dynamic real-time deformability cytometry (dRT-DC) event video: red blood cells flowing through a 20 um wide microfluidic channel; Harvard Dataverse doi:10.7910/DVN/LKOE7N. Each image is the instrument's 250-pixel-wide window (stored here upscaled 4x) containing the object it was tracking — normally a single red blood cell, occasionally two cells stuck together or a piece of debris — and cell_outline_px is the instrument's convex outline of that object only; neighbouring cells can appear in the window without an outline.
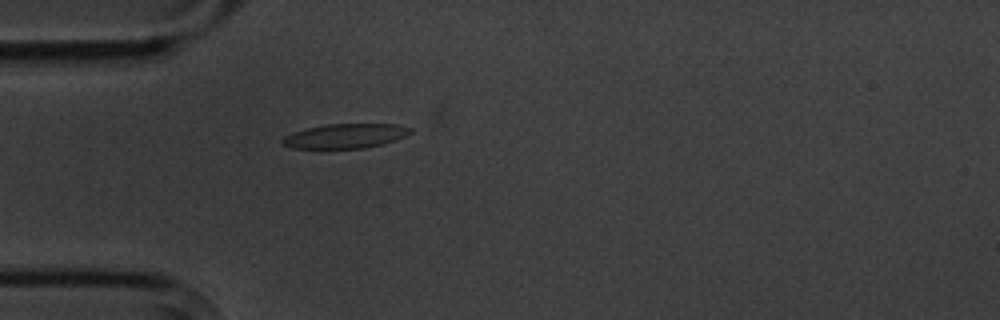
{"species": "common noctule bat (a hibernating species)", "species_latin": "Nyctalus noctula", "temperature_condition": "cold", "stored_images_in_passage": 1, "camera_frame_rate_fps": 3000, "um_per_image_px": 0.085, "animal": {"sex": "male", "body_mass_g": 20.1, "forearm_length_mm": 53.5}, "frame": {"image": 1, "passage_image": 1, "time_ms": 0.0, "image_size_px": [1000, 320], "cell_outline_px": [[412, 132], [404, 136], [380, 144], [364, 148], [292, 148], [284, 144], [280, 140], [284, 136], [292, 132], [304, 128], [328, 124], [396, 124], [412, 128]], "centroid_in_image_um": [29.3, 11.55], "position_along_channel_um": 55.7, "area_um2": 18.09}}